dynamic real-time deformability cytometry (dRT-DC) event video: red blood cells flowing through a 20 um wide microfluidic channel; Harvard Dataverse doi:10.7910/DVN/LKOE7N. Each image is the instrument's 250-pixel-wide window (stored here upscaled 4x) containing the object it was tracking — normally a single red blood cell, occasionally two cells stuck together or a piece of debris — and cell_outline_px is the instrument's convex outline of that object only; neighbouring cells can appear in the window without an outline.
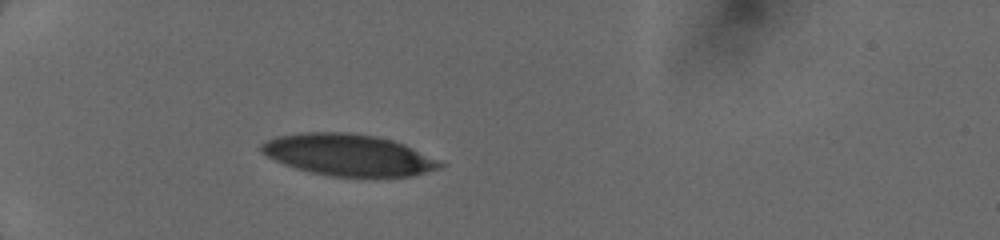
{"species": "human", "species_latin": "Homo sapiens", "temperature_condition": "cold", "stored_images_in_passage": 4, "camera_frame_rate_fps": 3000, "um_per_image_px": 0.085, "donor": {"sex": "female"}, "frame": {"image": 1, "passage_image": 1, "time_ms": 0.0, "image_size_px": [1000, 240], "cell_outline_px": [[448, 164], [412, 176], [332, 176], [312, 172], [296, 168], [284, 164], [260, 152], [260, 144], [276, 136], [304, 132], [348, 132], [376, 136], [392, 140], [404, 144]], "centroid_in_image_um": [29.6, 13.15], "position_along_channel_um": 55.4, "area_um2": 42.95}}